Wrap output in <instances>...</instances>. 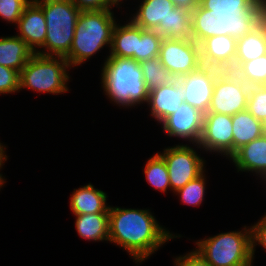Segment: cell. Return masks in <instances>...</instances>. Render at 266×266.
I'll return each mask as SVG.
<instances>
[{
  "mask_svg": "<svg viewBox=\"0 0 266 266\" xmlns=\"http://www.w3.org/2000/svg\"><path fill=\"white\" fill-rule=\"evenodd\" d=\"M237 39L230 35L206 38L200 44L201 63L222 71L230 70L235 63Z\"/></svg>",
  "mask_w": 266,
  "mask_h": 266,
  "instance_id": "obj_14",
  "label": "cell"
},
{
  "mask_svg": "<svg viewBox=\"0 0 266 266\" xmlns=\"http://www.w3.org/2000/svg\"><path fill=\"white\" fill-rule=\"evenodd\" d=\"M138 46V26L131 20L120 26L117 23L112 33L110 55L108 57L128 58L135 60Z\"/></svg>",
  "mask_w": 266,
  "mask_h": 266,
  "instance_id": "obj_23",
  "label": "cell"
},
{
  "mask_svg": "<svg viewBox=\"0 0 266 266\" xmlns=\"http://www.w3.org/2000/svg\"><path fill=\"white\" fill-rule=\"evenodd\" d=\"M197 147L230 158L233 155L232 116L204 113L203 131Z\"/></svg>",
  "mask_w": 266,
  "mask_h": 266,
  "instance_id": "obj_12",
  "label": "cell"
},
{
  "mask_svg": "<svg viewBox=\"0 0 266 266\" xmlns=\"http://www.w3.org/2000/svg\"><path fill=\"white\" fill-rule=\"evenodd\" d=\"M250 86L234 72L221 71L215 79L208 112L233 116L247 110Z\"/></svg>",
  "mask_w": 266,
  "mask_h": 266,
  "instance_id": "obj_8",
  "label": "cell"
},
{
  "mask_svg": "<svg viewBox=\"0 0 266 266\" xmlns=\"http://www.w3.org/2000/svg\"><path fill=\"white\" fill-rule=\"evenodd\" d=\"M80 11H101L111 9L107 0H70Z\"/></svg>",
  "mask_w": 266,
  "mask_h": 266,
  "instance_id": "obj_37",
  "label": "cell"
},
{
  "mask_svg": "<svg viewBox=\"0 0 266 266\" xmlns=\"http://www.w3.org/2000/svg\"><path fill=\"white\" fill-rule=\"evenodd\" d=\"M176 6L171 0H143L131 21L144 30L165 25V19Z\"/></svg>",
  "mask_w": 266,
  "mask_h": 266,
  "instance_id": "obj_21",
  "label": "cell"
},
{
  "mask_svg": "<svg viewBox=\"0 0 266 266\" xmlns=\"http://www.w3.org/2000/svg\"><path fill=\"white\" fill-rule=\"evenodd\" d=\"M70 65L64 57L42 56L35 53L20 71L19 89L60 94L68 91Z\"/></svg>",
  "mask_w": 266,
  "mask_h": 266,
  "instance_id": "obj_7",
  "label": "cell"
},
{
  "mask_svg": "<svg viewBox=\"0 0 266 266\" xmlns=\"http://www.w3.org/2000/svg\"><path fill=\"white\" fill-rule=\"evenodd\" d=\"M4 183H5V180L3 179L2 174H0V187H2Z\"/></svg>",
  "mask_w": 266,
  "mask_h": 266,
  "instance_id": "obj_41",
  "label": "cell"
},
{
  "mask_svg": "<svg viewBox=\"0 0 266 266\" xmlns=\"http://www.w3.org/2000/svg\"><path fill=\"white\" fill-rule=\"evenodd\" d=\"M76 216L75 226L80 237L89 241H109V213Z\"/></svg>",
  "mask_w": 266,
  "mask_h": 266,
  "instance_id": "obj_24",
  "label": "cell"
},
{
  "mask_svg": "<svg viewBox=\"0 0 266 266\" xmlns=\"http://www.w3.org/2000/svg\"><path fill=\"white\" fill-rule=\"evenodd\" d=\"M259 0H202L198 3L211 13L246 14Z\"/></svg>",
  "mask_w": 266,
  "mask_h": 266,
  "instance_id": "obj_30",
  "label": "cell"
},
{
  "mask_svg": "<svg viewBox=\"0 0 266 266\" xmlns=\"http://www.w3.org/2000/svg\"><path fill=\"white\" fill-rule=\"evenodd\" d=\"M204 113L197 108L183 103L161 124L168 136L185 139L197 145L203 131Z\"/></svg>",
  "mask_w": 266,
  "mask_h": 266,
  "instance_id": "obj_13",
  "label": "cell"
},
{
  "mask_svg": "<svg viewBox=\"0 0 266 266\" xmlns=\"http://www.w3.org/2000/svg\"><path fill=\"white\" fill-rule=\"evenodd\" d=\"M107 194L95 189L92 184L74 189L70 198V207L74 215L109 213L106 205Z\"/></svg>",
  "mask_w": 266,
  "mask_h": 266,
  "instance_id": "obj_19",
  "label": "cell"
},
{
  "mask_svg": "<svg viewBox=\"0 0 266 266\" xmlns=\"http://www.w3.org/2000/svg\"><path fill=\"white\" fill-rule=\"evenodd\" d=\"M163 38L191 39V11L175 7L165 19V25L155 29Z\"/></svg>",
  "mask_w": 266,
  "mask_h": 266,
  "instance_id": "obj_25",
  "label": "cell"
},
{
  "mask_svg": "<svg viewBox=\"0 0 266 266\" xmlns=\"http://www.w3.org/2000/svg\"><path fill=\"white\" fill-rule=\"evenodd\" d=\"M109 241L125 249L135 262L144 261L175 236L147 209L109 207Z\"/></svg>",
  "mask_w": 266,
  "mask_h": 266,
  "instance_id": "obj_1",
  "label": "cell"
},
{
  "mask_svg": "<svg viewBox=\"0 0 266 266\" xmlns=\"http://www.w3.org/2000/svg\"><path fill=\"white\" fill-rule=\"evenodd\" d=\"M251 229V253L254 258L255 246L260 244L266 250V215L257 222V224L250 227ZM258 242V244H257Z\"/></svg>",
  "mask_w": 266,
  "mask_h": 266,
  "instance_id": "obj_35",
  "label": "cell"
},
{
  "mask_svg": "<svg viewBox=\"0 0 266 266\" xmlns=\"http://www.w3.org/2000/svg\"><path fill=\"white\" fill-rule=\"evenodd\" d=\"M183 103V89L178 79L148 92L150 114L160 124Z\"/></svg>",
  "mask_w": 266,
  "mask_h": 266,
  "instance_id": "obj_15",
  "label": "cell"
},
{
  "mask_svg": "<svg viewBox=\"0 0 266 266\" xmlns=\"http://www.w3.org/2000/svg\"><path fill=\"white\" fill-rule=\"evenodd\" d=\"M139 66L148 92L176 80L160 62L159 56L140 62Z\"/></svg>",
  "mask_w": 266,
  "mask_h": 266,
  "instance_id": "obj_26",
  "label": "cell"
},
{
  "mask_svg": "<svg viewBox=\"0 0 266 266\" xmlns=\"http://www.w3.org/2000/svg\"><path fill=\"white\" fill-rule=\"evenodd\" d=\"M174 264L175 266H210L197 250L177 257Z\"/></svg>",
  "mask_w": 266,
  "mask_h": 266,
  "instance_id": "obj_36",
  "label": "cell"
},
{
  "mask_svg": "<svg viewBox=\"0 0 266 266\" xmlns=\"http://www.w3.org/2000/svg\"><path fill=\"white\" fill-rule=\"evenodd\" d=\"M101 71L102 87L111 101L126 107L147 103L148 91L137 61L107 57Z\"/></svg>",
  "mask_w": 266,
  "mask_h": 266,
  "instance_id": "obj_3",
  "label": "cell"
},
{
  "mask_svg": "<svg viewBox=\"0 0 266 266\" xmlns=\"http://www.w3.org/2000/svg\"><path fill=\"white\" fill-rule=\"evenodd\" d=\"M32 0H0V17L17 25L25 8Z\"/></svg>",
  "mask_w": 266,
  "mask_h": 266,
  "instance_id": "obj_33",
  "label": "cell"
},
{
  "mask_svg": "<svg viewBox=\"0 0 266 266\" xmlns=\"http://www.w3.org/2000/svg\"><path fill=\"white\" fill-rule=\"evenodd\" d=\"M163 37L155 30H144L138 26V46L135 61L138 63L159 56Z\"/></svg>",
  "mask_w": 266,
  "mask_h": 266,
  "instance_id": "obj_27",
  "label": "cell"
},
{
  "mask_svg": "<svg viewBox=\"0 0 266 266\" xmlns=\"http://www.w3.org/2000/svg\"><path fill=\"white\" fill-rule=\"evenodd\" d=\"M35 53L18 36L0 38V65L19 73Z\"/></svg>",
  "mask_w": 266,
  "mask_h": 266,
  "instance_id": "obj_22",
  "label": "cell"
},
{
  "mask_svg": "<svg viewBox=\"0 0 266 266\" xmlns=\"http://www.w3.org/2000/svg\"><path fill=\"white\" fill-rule=\"evenodd\" d=\"M20 37L34 53L45 43L47 26L43 10L32 0L17 23Z\"/></svg>",
  "mask_w": 266,
  "mask_h": 266,
  "instance_id": "obj_16",
  "label": "cell"
},
{
  "mask_svg": "<svg viewBox=\"0 0 266 266\" xmlns=\"http://www.w3.org/2000/svg\"><path fill=\"white\" fill-rule=\"evenodd\" d=\"M183 203L199 206L204 199L205 175L204 172L196 179L189 181L183 188L176 191Z\"/></svg>",
  "mask_w": 266,
  "mask_h": 266,
  "instance_id": "obj_31",
  "label": "cell"
},
{
  "mask_svg": "<svg viewBox=\"0 0 266 266\" xmlns=\"http://www.w3.org/2000/svg\"><path fill=\"white\" fill-rule=\"evenodd\" d=\"M159 155L166 163L173 192L183 188L204 172V160L187 144L168 147Z\"/></svg>",
  "mask_w": 266,
  "mask_h": 266,
  "instance_id": "obj_10",
  "label": "cell"
},
{
  "mask_svg": "<svg viewBox=\"0 0 266 266\" xmlns=\"http://www.w3.org/2000/svg\"><path fill=\"white\" fill-rule=\"evenodd\" d=\"M6 160L7 155L5 154V147L0 143V168H2V165Z\"/></svg>",
  "mask_w": 266,
  "mask_h": 266,
  "instance_id": "obj_39",
  "label": "cell"
},
{
  "mask_svg": "<svg viewBox=\"0 0 266 266\" xmlns=\"http://www.w3.org/2000/svg\"><path fill=\"white\" fill-rule=\"evenodd\" d=\"M46 20L45 48L36 53L42 56L66 57L72 45L76 23L81 11L70 0H33Z\"/></svg>",
  "mask_w": 266,
  "mask_h": 266,
  "instance_id": "obj_5",
  "label": "cell"
},
{
  "mask_svg": "<svg viewBox=\"0 0 266 266\" xmlns=\"http://www.w3.org/2000/svg\"><path fill=\"white\" fill-rule=\"evenodd\" d=\"M146 181L154 187V189L166 193L167 189H171L169 174L164 159L156 153L151 157L144 168Z\"/></svg>",
  "mask_w": 266,
  "mask_h": 266,
  "instance_id": "obj_28",
  "label": "cell"
},
{
  "mask_svg": "<svg viewBox=\"0 0 266 266\" xmlns=\"http://www.w3.org/2000/svg\"><path fill=\"white\" fill-rule=\"evenodd\" d=\"M220 233L196 242L210 266H252L251 229Z\"/></svg>",
  "mask_w": 266,
  "mask_h": 266,
  "instance_id": "obj_6",
  "label": "cell"
},
{
  "mask_svg": "<svg viewBox=\"0 0 266 266\" xmlns=\"http://www.w3.org/2000/svg\"><path fill=\"white\" fill-rule=\"evenodd\" d=\"M266 54V18L251 32L237 39L234 72L242 63Z\"/></svg>",
  "mask_w": 266,
  "mask_h": 266,
  "instance_id": "obj_18",
  "label": "cell"
},
{
  "mask_svg": "<svg viewBox=\"0 0 266 266\" xmlns=\"http://www.w3.org/2000/svg\"><path fill=\"white\" fill-rule=\"evenodd\" d=\"M230 159L238 172L250 171L266 177V133L238 149Z\"/></svg>",
  "mask_w": 266,
  "mask_h": 266,
  "instance_id": "obj_17",
  "label": "cell"
},
{
  "mask_svg": "<svg viewBox=\"0 0 266 266\" xmlns=\"http://www.w3.org/2000/svg\"><path fill=\"white\" fill-rule=\"evenodd\" d=\"M111 9L101 11H81L74 32L68 64L77 66L84 63L105 45L111 47L112 33L116 21Z\"/></svg>",
  "mask_w": 266,
  "mask_h": 266,
  "instance_id": "obj_4",
  "label": "cell"
},
{
  "mask_svg": "<svg viewBox=\"0 0 266 266\" xmlns=\"http://www.w3.org/2000/svg\"><path fill=\"white\" fill-rule=\"evenodd\" d=\"M176 7H183L192 11L198 3L195 0H171Z\"/></svg>",
  "mask_w": 266,
  "mask_h": 266,
  "instance_id": "obj_38",
  "label": "cell"
},
{
  "mask_svg": "<svg viewBox=\"0 0 266 266\" xmlns=\"http://www.w3.org/2000/svg\"><path fill=\"white\" fill-rule=\"evenodd\" d=\"M247 110L266 125V85L250 86Z\"/></svg>",
  "mask_w": 266,
  "mask_h": 266,
  "instance_id": "obj_32",
  "label": "cell"
},
{
  "mask_svg": "<svg viewBox=\"0 0 266 266\" xmlns=\"http://www.w3.org/2000/svg\"><path fill=\"white\" fill-rule=\"evenodd\" d=\"M19 77L20 73L17 70L0 65V94L20 91Z\"/></svg>",
  "mask_w": 266,
  "mask_h": 266,
  "instance_id": "obj_34",
  "label": "cell"
},
{
  "mask_svg": "<svg viewBox=\"0 0 266 266\" xmlns=\"http://www.w3.org/2000/svg\"><path fill=\"white\" fill-rule=\"evenodd\" d=\"M266 18V0H259L246 14L211 13L199 4L191 11V38L199 45L217 35L239 39Z\"/></svg>",
  "mask_w": 266,
  "mask_h": 266,
  "instance_id": "obj_2",
  "label": "cell"
},
{
  "mask_svg": "<svg viewBox=\"0 0 266 266\" xmlns=\"http://www.w3.org/2000/svg\"><path fill=\"white\" fill-rule=\"evenodd\" d=\"M234 73L248 86L266 85V54L242 63Z\"/></svg>",
  "mask_w": 266,
  "mask_h": 266,
  "instance_id": "obj_29",
  "label": "cell"
},
{
  "mask_svg": "<svg viewBox=\"0 0 266 266\" xmlns=\"http://www.w3.org/2000/svg\"><path fill=\"white\" fill-rule=\"evenodd\" d=\"M221 71L215 67L202 65L196 71L180 77L178 80L183 89L184 103L207 113L213 95L215 79Z\"/></svg>",
  "mask_w": 266,
  "mask_h": 266,
  "instance_id": "obj_11",
  "label": "cell"
},
{
  "mask_svg": "<svg viewBox=\"0 0 266 266\" xmlns=\"http://www.w3.org/2000/svg\"><path fill=\"white\" fill-rule=\"evenodd\" d=\"M233 154L242 146L266 133V125L248 110L232 116Z\"/></svg>",
  "mask_w": 266,
  "mask_h": 266,
  "instance_id": "obj_20",
  "label": "cell"
},
{
  "mask_svg": "<svg viewBox=\"0 0 266 266\" xmlns=\"http://www.w3.org/2000/svg\"><path fill=\"white\" fill-rule=\"evenodd\" d=\"M160 62L179 79L202 66L200 45L191 39L163 38L159 53Z\"/></svg>",
  "mask_w": 266,
  "mask_h": 266,
  "instance_id": "obj_9",
  "label": "cell"
},
{
  "mask_svg": "<svg viewBox=\"0 0 266 266\" xmlns=\"http://www.w3.org/2000/svg\"><path fill=\"white\" fill-rule=\"evenodd\" d=\"M108 1V3H109V5L111 6V7H113L114 5H119L120 3V1H122V0H107Z\"/></svg>",
  "mask_w": 266,
  "mask_h": 266,
  "instance_id": "obj_40",
  "label": "cell"
}]
</instances>
